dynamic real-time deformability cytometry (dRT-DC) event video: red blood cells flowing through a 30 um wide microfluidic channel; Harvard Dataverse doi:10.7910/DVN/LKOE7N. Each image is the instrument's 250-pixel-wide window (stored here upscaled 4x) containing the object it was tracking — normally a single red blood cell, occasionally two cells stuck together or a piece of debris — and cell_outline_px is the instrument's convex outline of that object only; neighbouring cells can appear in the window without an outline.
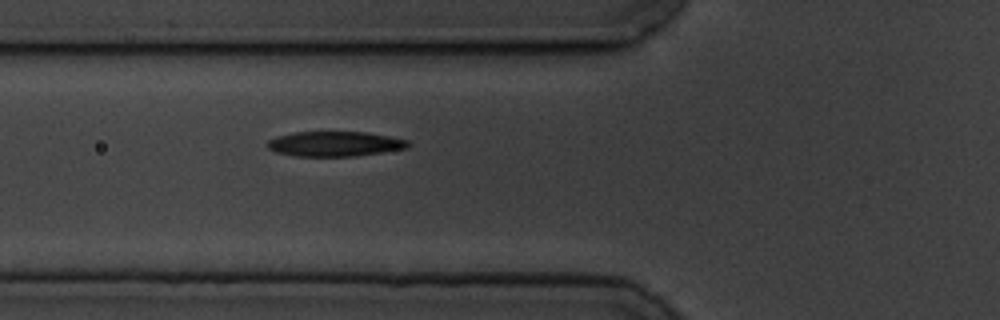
{"species": "common noctule bat (a hibernating species)", "species_latin": "Nyctalus noctula", "temperature_condition": "cold", "stored_images_in_passage": 8, "segment_of_instrument_passage": [1, 2], "camera_frame_rate_fps": 3000, "um_per_image_px": 0.085, "animal": {"sex": "male", "body_mass_g": 19.5, "forearm_length_mm": 54.6}, "frame": {"image": 1, "passage_image": 7, "time_ms": 7.0, "image_size_px": [1000, 320], "cell_outline_px": [[412, 144], [408, 148], [356, 156], [296, 156], [276, 152], [268, 148], [268, 140], [276, 136], [296, 132], [368, 132], [408, 140]], "centroid_in_image_um": [28.49, 12.23], "position_along_channel_um": 97.3, "area_um2": 20.46}}